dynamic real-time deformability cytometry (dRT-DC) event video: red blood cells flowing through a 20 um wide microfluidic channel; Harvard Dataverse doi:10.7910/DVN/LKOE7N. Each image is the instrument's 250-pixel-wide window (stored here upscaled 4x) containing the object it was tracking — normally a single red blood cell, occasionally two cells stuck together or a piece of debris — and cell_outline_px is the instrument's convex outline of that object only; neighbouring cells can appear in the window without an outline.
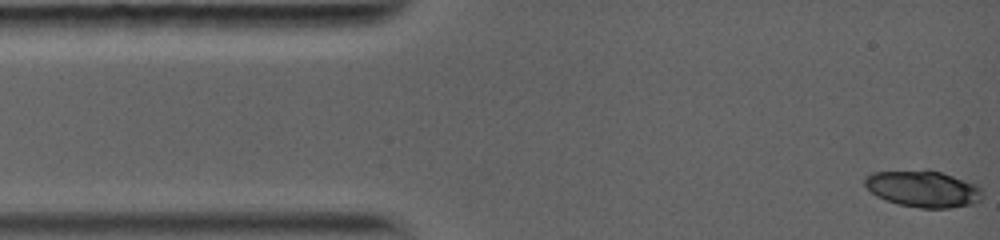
{"species": "common noctule bat (a hibernating species)", "species_latin": "Nyctalus noctula", "temperature_condition": "warm", "stored_images_in_passage": 16, "camera_frame_rate_fps": 5000, "um_per_image_px": 0.085, "animal": {"sex": "female", "body_mass_g": 19.0, "forearm_length_mm": 56.7}, "frame": {"image": 1, "passage_image": 1, "time_ms": 0.0, "image_size_px": [1000, 240], "cell_outline_px": [[984, 196], [976, 204], [948, 208], [920, 208], [900, 204], [884, 200], [876, 196], [864, 184], [864, 176], [872, 172], [928, 168], [976, 184], [980, 188]], "centroid_in_image_um": [78.45, 16.03], "position_along_channel_um": 6.5, "area_um2": 25.55}}
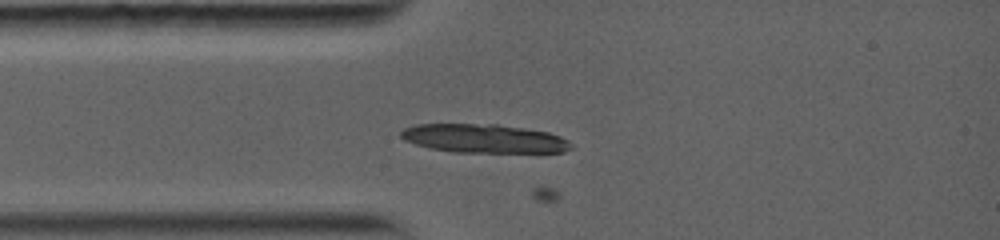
{"frame": {"image": 2, "passage_image": 15, "time_ms": 2.8, "image_size_px": [1000, 240], "cell_outline_px": [[572, 148], [564, 152], [452, 152], [432, 148], [416, 144], [404, 140], [400, 136], [400, 132], [404, 128], [416, 124], [496, 124], [524, 128], [548, 132], [560, 136], [568, 140], [572, 144]], "centroid_in_image_um": [41.14, 11.77], "position_along_channel_um": 43.9, "area_um2": 28.44}}